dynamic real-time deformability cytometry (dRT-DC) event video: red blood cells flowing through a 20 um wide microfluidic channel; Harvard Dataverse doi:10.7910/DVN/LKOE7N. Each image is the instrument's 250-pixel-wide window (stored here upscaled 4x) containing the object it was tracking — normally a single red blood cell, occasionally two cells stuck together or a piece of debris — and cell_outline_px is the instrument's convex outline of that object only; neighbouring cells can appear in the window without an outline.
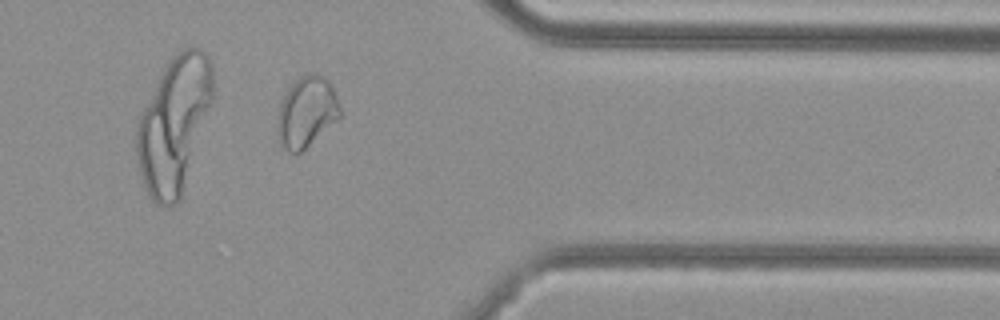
{"species": "common noctule bat (a hibernating species)", "species_latin": "Nyctalus noctula", "temperature_condition": "cold", "stored_images_in_passage": 35, "camera_frame_rate_fps": 3000, "um_per_image_px": 0.085, "animal": {"sex": "female", "body_mass_g": 29.2, "forearm_length_mm": 56.3}, "frame": {"image": 1, "passage_image": 25, "time_ms": 8.0, "image_size_px": [1000, 320], "cell_outline_px": [[344, 116], [300, 152], [288, 152], [280, 148], [276, 128], [280, 104], [288, 88], [300, 76], [308, 72], [316, 72], [324, 76], [332, 84]], "centroid_in_image_um": [26.09, 9.51], "position_along_channel_um": 385.3, "area_um2": 26.41}}